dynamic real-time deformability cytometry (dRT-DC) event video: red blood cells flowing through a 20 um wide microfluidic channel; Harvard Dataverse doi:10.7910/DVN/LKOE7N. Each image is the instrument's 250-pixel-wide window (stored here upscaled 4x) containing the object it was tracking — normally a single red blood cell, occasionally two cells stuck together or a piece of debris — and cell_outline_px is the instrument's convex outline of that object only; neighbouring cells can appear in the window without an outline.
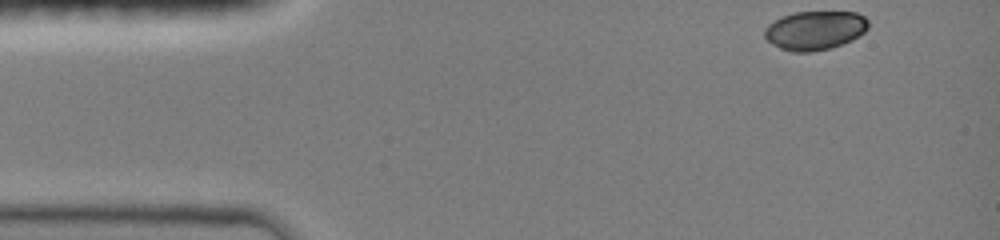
{"species": "common noctule bat (a hibernating species)", "species_latin": "Nyctalus noctula", "temperature_condition": "room temperature", "stored_images_in_passage": 39, "camera_frame_rate_fps": 3000, "um_per_image_px": 0.085, "animal": {"sex": "female", "body_mass_g": 19.0, "forearm_length_mm": 51.5}, "frame": {"image": 1, "passage_image": 1, "time_ms": 0.0, "image_size_px": [1000, 240], "cell_outline_px": [[868, 28], [864, 32], [852, 40], [832, 48], [812, 52], [792, 52], [780, 48], [772, 44], [764, 36], [764, 28], [768, 24], [780, 16], [796, 12], [856, 12], [864, 16], [868, 20]], "centroid_in_image_um": [69.26, 2.58], "position_along_channel_um": 15.7, "area_um2": 23.76}}
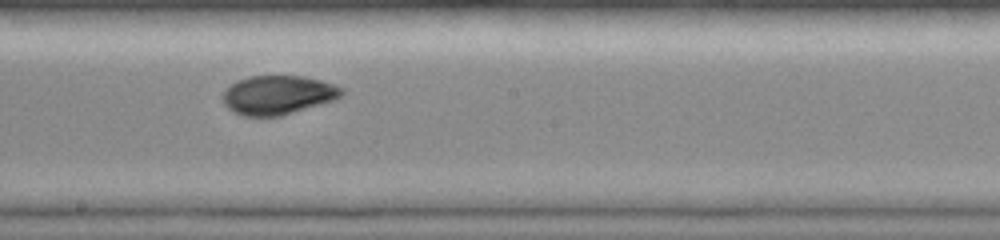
{"frame": {"image": 2, "passage_image": 23, "time_ms": 7.333, "image_size_px": [1000, 240], "cell_outline_px": [[344, 92], [340, 96], [332, 100], [320, 104], [280, 116], [244, 116], [228, 108], [224, 104], [224, 92], [236, 80], [248, 76], [304, 76], [336, 84], [344, 88]], "centroid_in_image_um": [23.64, 8.06], "position_along_channel_um": 224.6, "area_um2": 26.76}}
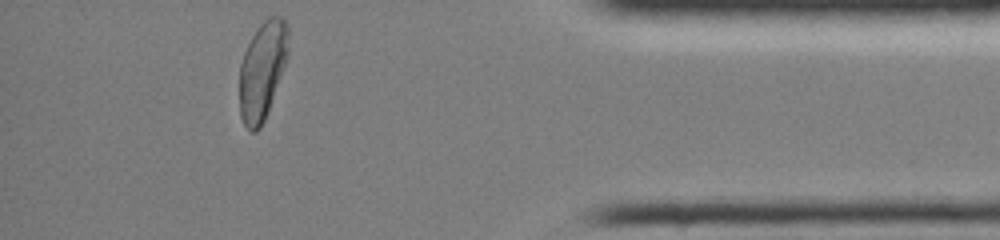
{"frame": {"image": 3, "passage_image": 39, "time_ms": 12.667, "image_size_px": [1000, 240], "cell_outline_px": [[288, 56], [268, 112], [260, 128], [256, 132], [248, 132], [240, 116], [240, 64], [244, 52], [252, 36], [260, 24], [268, 16], [280, 16], [288, 24]], "centroid_in_image_um": [22.3, 5.99], "position_along_channel_um": 412.9, "area_um2": 27.98}, "authors_computed_cell_mechanics": {"area_um2": 26.877, "velocity_mm_per_s": 4.0161, "shape_relaxation_time_tau1_ms": 9.9797, "shape_relaxation_time_tau2_ms": 2.0107, "deformation_change_tau1": 0.3922, "deformation_change_tau2": 0.0193}}